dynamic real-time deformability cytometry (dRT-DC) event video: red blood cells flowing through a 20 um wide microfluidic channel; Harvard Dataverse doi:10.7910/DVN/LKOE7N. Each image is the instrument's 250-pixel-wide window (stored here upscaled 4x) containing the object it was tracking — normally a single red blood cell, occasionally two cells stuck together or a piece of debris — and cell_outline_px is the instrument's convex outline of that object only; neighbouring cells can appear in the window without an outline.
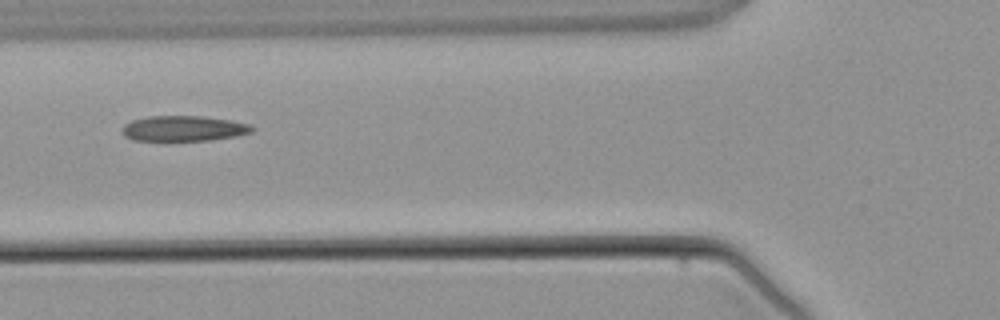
{"species": "common noctule bat (a hibernating species)", "species_latin": "Nyctalus noctula", "temperature_condition": "warm", "stored_images_in_passage": 4, "camera_frame_rate_fps": 3000, "um_per_image_px": 0.085, "animal": {"sex": "male", "body_mass_g": 21.5, "forearm_length_mm": 52.0}, "frame": {"image": 1, "passage_image": 4, "time_ms": 4.0, "image_size_px": [1000, 320], "cell_outline_px": [[256, 128], [252, 132], [236, 136], [212, 140], [164, 144], [132, 140], [124, 136], [124, 124], [132, 120], [148, 116], [200, 116], [232, 120], [252, 124]], "centroid_in_image_um": [15.6, 10.97], "position_along_channel_um": 110.2, "area_um2": 20.4}}